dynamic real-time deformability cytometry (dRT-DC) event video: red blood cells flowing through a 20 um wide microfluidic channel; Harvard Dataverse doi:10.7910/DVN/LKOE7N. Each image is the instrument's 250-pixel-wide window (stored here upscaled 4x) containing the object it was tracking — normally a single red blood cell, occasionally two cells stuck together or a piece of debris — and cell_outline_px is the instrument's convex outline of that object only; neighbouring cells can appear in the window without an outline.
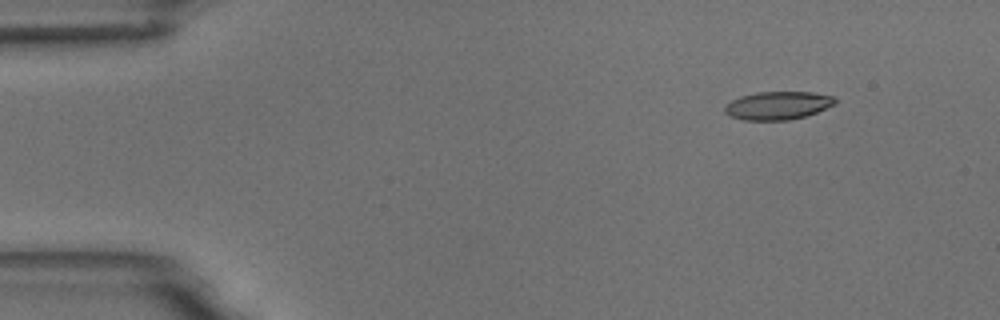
{"species": "common noctule bat (a hibernating species)", "species_latin": "Nyctalus noctula", "temperature_condition": "room temperature", "stored_images_in_passage": 4, "camera_frame_rate_fps": 3000, "um_per_image_px": 0.085, "animal": {"sex": "male", "body_mass_g": 18.8}, "frame": {"image": 1, "passage_image": 1, "time_ms": 0.0, "image_size_px": [1000, 320], "cell_outline_px": [[836, 104], [816, 112], [804, 116], [788, 120], [744, 120], [728, 116], [724, 112], [724, 108], [732, 100], [740, 96], [756, 92], [812, 92], [836, 96]], "centroid_in_image_um": [66.12, 8.96], "position_along_channel_um": 18.9, "area_um2": 18.15}}
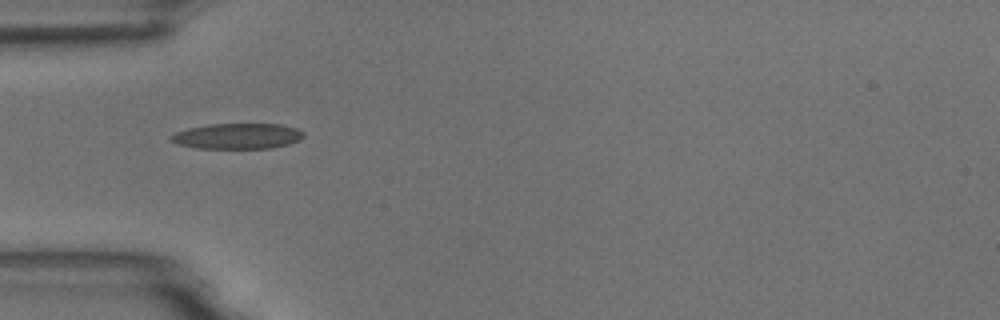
{"frame": {"image": 2, "passage_image": 4, "time_ms": 3.667, "image_size_px": [1000, 320], "cell_outline_px": [[304, 136], [300, 140], [288, 144], [272, 148], [196, 148], [176, 144], [168, 140], [168, 136], [176, 132], [188, 128], [208, 124], [280, 124], [296, 128], [304, 132]], "centroid_in_image_um": [20.14, 11.57], "position_along_channel_um": 64.9, "area_um2": 19.94}}